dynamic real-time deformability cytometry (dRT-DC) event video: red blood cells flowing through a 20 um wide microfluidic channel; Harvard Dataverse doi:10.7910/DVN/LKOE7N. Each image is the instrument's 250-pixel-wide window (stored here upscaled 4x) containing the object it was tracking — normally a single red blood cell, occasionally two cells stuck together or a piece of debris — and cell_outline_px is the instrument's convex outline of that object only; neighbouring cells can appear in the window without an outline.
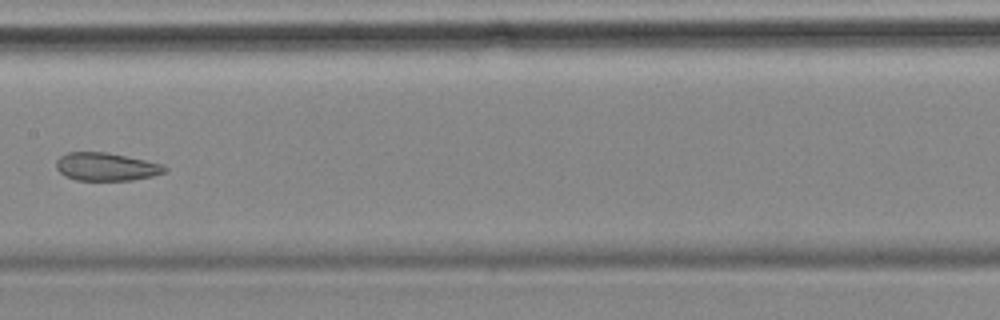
{"species": "common noctule bat (a hibernating species)", "species_latin": "Nyctalus noctula", "temperature_condition": "cold", "stored_images_in_passage": 9, "camera_frame_rate_fps": 3000, "um_per_image_px": 0.085, "animal": {"sex": "female", "body_mass_g": 18.4}, "frame": {"image": 1, "passage_image": 8, "time_ms": 9.0, "image_size_px": [1000, 320], "cell_outline_px": [[168, 168], [164, 172], [152, 176], [132, 180], [76, 180], [64, 176], [56, 168], [56, 160], [60, 156], [68, 152], [104, 152], [164, 164]], "centroid_in_image_um": [9.0, 14.18], "position_along_channel_um": 198.4, "area_um2": 17.63}}
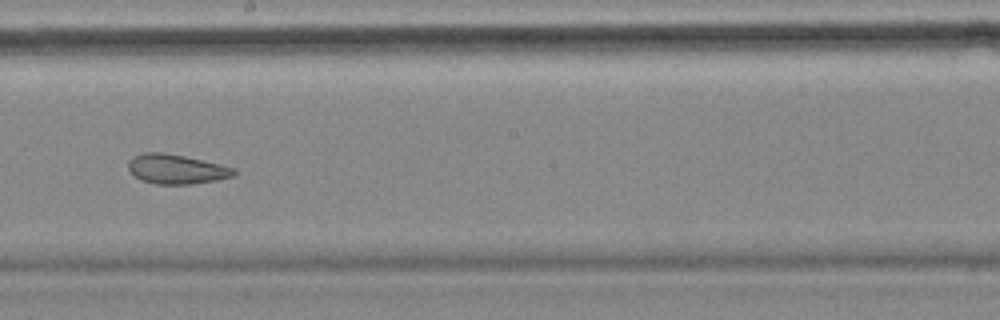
{"frame": {"image": 2, "passage_image": 9, "time_ms": 10.0, "image_size_px": [1000, 320], "cell_outline_px": [[236, 172], [232, 176], [216, 180], [192, 184], [156, 184], [140, 180], [128, 168], [128, 160], [132, 156], [144, 152], [160, 152], [184, 156], [220, 164], [236, 168]], "centroid_in_image_um": [14.97, 14.37], "position_along_channel_um": 233.2, "area_um2": 18.15}}